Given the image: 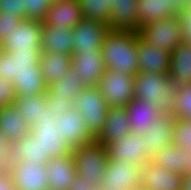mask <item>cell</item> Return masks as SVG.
I'll return each instance as SVG.
<instances>
[{"label": "cell", "mask_w": 191, "mask_h": 190, "mask_svg": "<svg viewBox=\"0 0 191 190\" xmlns=\"http://www.w3.org/2000/svg\"><path fill=\"white\" fill-rule=\"evenodd\" d=\"M113 1H115V0H105V3H108L111 5Z\"/></svg>", "instance_id": "obj_48"}, {"label": "cell", "mask_w": 191, "mask_h": 190, "mask_svg": "<svg viewBox=\"0 0 191 190\" xmlns=\"http://www.w3.org/2000/svg\"><path fill=\"white\" fill-rule=\"evenodd\" d=\"M191 0H169V4L180 14L187 9Z\"/></svg>", "instance_id": "obj_45"}, {"label": "cell", "mask_w": 191, "mask_h": 190, "mask_svg": "<svg viewBox=\"0 0 191 190\" xmlns=\"http://www.w3.org/2000/svg\"><path fill=\"white\" fill-rule=\"evenodd\" d=\"M26 19L43 21L52 4L51 0H20Z\"/></svg>", "instance_id": "obj_36"}, {"label": "cell", "mask_w": 191, "mask_h": 190, "mask_svg": "<svg viewBox=\"0 0 191 190\" xmlns=\"http://www.w3.org/2000/svg\"><path fill=\"white\" fill-rule=\"evenodd\" d=\"M56 115L52 109L44 111L40 120H37L31 128V133L41 147V153L45 154L49 159L67 156L72 154L73 148L70 144L60 136L57 131Z\"/></svg>", "instance_id": "obj_7"}, {"label": "cell", "mask_w": 191, "mask_h": 190, "mask_svg": "<svg viewBox=\"0 0 191 190\" xmlns=\"http://www.w3.org/2000/svg\"><path fill=\"white\" fill-rule=\"evenodd\" d=\"M55 121L58 133L73 149L96 141L82 115L75 108L59 114Z\"/></svg>", "instance_id": "obj_12"}, {"label": "cell", "mask_w": 191, "mask_h": 190, "mask_svg": "<svg viewBox=\"0 0 191 190\" xmlns=\"http://www.w3.org/2000/svg\"><path fill=\"white\" fill-rule=\"evenodd\" d=\"M173 116L180 119L191 118V84L175 88Z\"/></svg>", "instance_id": "obj_34"}, {"label": "cell", "mask_w": 191, "mask_h": 190, "mask_svg": "<svg viewBox=\"0 0 191 190\" xmlns=\"http://www.w3.org/2000/svg\"><path fill=\"white\" fill-rule=\"evenodd\" d=\"M188 153V173L191 174V149L186 150Z\"/></svg>", "instance_id": "obj_47"}, {"label": "cell", "mask_w": 191, "mask_h": 190, "mask_svg": "<svg viewBox=\"0 0 191 190\" xmlns=\"http://www.w3.org/2000/svg\"><path fill=\"white\" fill-rule=\"evenodd\" d=\"M138 0H115L110 5L109 29L139 31Z\"/></svg>", "instance_id": "obj_23"}, {"label": "cell", "mask_w": 191, "mask_h": 190, "mask_svg": "<svg viewBox=\"0 0 191 190\" xmlns=\"http://www.w3.org/2000/svg\"><path fill=\"white\" fill-rule=\"evenodd\" d=\"M187 10L191 13V3L187 6Z\"/></svg>", "instance_id": "obj_49"}, {"label": "cell", "mask_w": 191, "mask_h": 190, "mask_svg": "<svg viewBox=\"0 0 191 190\" xmlns=\"http://www.w3.org/2000/svg\"><path fill=\"white\" fill-rule=\"evenodd\" d=\"M99 186L83 179L79 175H76L74 182L69 186L68 190H97Z\"/></svg>", "instance_id": "obj_43"}, {"label": "cell", "mask_w": 191, "mask_h": 190, "mask_svg": "<svg viewBox=\"0 0 191 190\" xmlns=\"http://www.w3.org/2000/svg\"><path fill=\"white\" fill-rule=\"evenodd\" d=\"M172 145L191 149V120L175 118L173 123Z\"/></svg>", "instance_id": "obj_35"}, {"label": "cell", "mask_w": 191, "mask_h": 190, "mask_svg": "<svg viewBox=\"0 0 191 190\" xmlns=\"http://www.w3.org/2000/svg\"><path fill=\"white\" fill-rule=\"evenodd\" d=\"M0 190H15L9 169H0Z\"/></svg>", "instance_id": "obj_44"}, {"label": "cell", "mask_w": 191, "mask_h": 190, "mask_svg": "<svg viewBox=\"0 0 191 190\" xmlns=\"http://www.w3.org/2000/svg\"><path fill=\"white\" fill-rule=\"evenodd\" d=\"M169 76L175 88L191 84V44L183 41L172 50Z\"/></svg>", "instance_id": "obj_24"}, {"label": "cell", "mask_w": 191, "mask_h": 190, "mask_svg": "<svg viewBox=\"0 0 191 190\" xmlns=\"http://www.w3.org/2000/svg\"><path fill=\"white\" fill-rule=\"evenodd\" d=\"M149 162L168 171L188 173V153L182 147L169 145L149 158Z\"/></svg>", "instance_id": "obj_27"}, {"label": "cell", "mask_w": 191, "mask_h": 190, "mask_svg": "<svg viewBox=\"0 0 191 190\" xmlns=\"http://www.w3.org/2000/svg\"><path fill=\"white\" fill-rule=\"evenodd\" d=\"M174 93L169 74L139 72L134 77V97L156 105L161 115H173Z\"/></svg>", "instance_id": "obj_3"}, {"label": "cell", "mask_w": 191, "mask_h": 190, "mask_svg": "<svg viewBox=\"0 0 191 190\" xmlns=\"http://www.w3.org/2000/svg\"><path fill=\"white\" fill-rule=\"evenodd\" d=\"M125 107L131 132L139 135H143L146 131H149L156 119L161 115L156 105L137 97H134Z\"/></svg>", "instance_id": "obj_21"}, {"label": "cell", "mask_w": 191, "mask_h": 190, "mask_svg": "<svg viewBox=\"0 0 191 190\" xmlns=\"http://www.w3.org/2000/svg\"><path fill=\"white\" fill-rule=\"evenodd\" d=\"M43 79L49 86L71 69V56L61 53H41L39 58Z\"/></svg>", "instance_id": "obj_29"}, {"label": "cell", "mask_w": 191, "mask_h": 190, "mask_svg": "<svg viewBox=\"0 0 191 190\" xmlns=\"http://www.w3.org/2000/svg\"><path fill=\"white\" fill-rule=\"evenodd\" d=\"M139 72L169 74L171 67V53L158 50L151 43L146 42L140 35L137 44Z\"/></svg>", "instance_id": "obj_17"}, {"label": "cell", "mask_w": 191, "mask_h": 190, "mask_svg": "<svg viewBox=\"0 0 191 190\" xmlns=\"http://www.w3.org/2000/svg\"><path fill=\"white\" fill-rule=\"evenodd\" d=\"M0 130L9 143H15L19 138L26 136L31 128L18 108L12 105L0 108Z\"/></svg>", "instance_id": "obj_26"}, {"label": "cell", "mask_w": 191, "mask_h": 190, "mask_svg": "<svg viewBox=\"0 0 191 190\" xmlns=\"http://www.w3.org/2000/svg\"><path fill=\"white\" fill-rule=\"evenodd\" d=\"M46 168L50 190H68L77 175L72 154L49 159Z\"/></svg>", "instance_id": "obj_22"}, {"label": "cell", "mask_w": 191, "mask_h": 190, "mask_svg": "<svg viewBox=\"0 0 191 190\" xmlns=\"http://www.w3.org/2000/svg\"><path fill=\"white\" fill-rule=\"evenodd\" d=\"M84 19L102 21L108 25L110 18V4L105 0H78Z\"/></svg>", "instance_id": "obj_33"}, {"label": "cell", "mask_w": 191, "mask_h": 190, "mask_svg": "<svg viewBox=\"0 0 191 190\" xmlns=\"http://www.w3.org/2000/svg\"><path fill=\"white\" fill-rule=\"evenodd\" d=\"M41 51H0V77L13 82L17 97L47 93L40 69Z\"/></svg>", "instance_id": "obj_1"}, {"label": "cell", "mask_w": 191, "mask_h": 190, "mask_svg": "<svg viewBox=\"0 0 191 190\" xmlns=\"http://www.w3.org/2000/svg\"><path fill=\"white\" fill-rule=\"evenodd\" d=\"M46 93L36 94L27 97H17L14 106L18 108L24 117L26 124L32 128L37 124L47 110L46 106Z\"/></svg>", "instance_id": "obj_31"}, {"label": "cell", "mask_w": 191, "mask_h": 190, "mask_svg": "<svg viewBox=\"0 0 191 190\" xmlns=\"http://www.w3.org/2000/svg\"><path fill=\"white\" fill-rule=\"evenodd\" d=\"M41 53H61L72 56V30H61L54 28L42 21Z\"/></svg>", "instance_id": "obj_25"}, {"label": "cell", "mask_w": 191, "mask_h": 190, "mask_svg": "<svg viewBox=\"0 0 191 190\" xmlns=\"http://www.w3.org/2000/svg\"><path fill=\"white\" fill-rule=\"evenodd\" d=\"M103 145L109 159L128 161L141 166L149 161L146 154L145 139L142 135L131 132L121 140Z\"/></svg>", "instance_id": "obj_14"}, {"label": "cell", "mask_w": 191, "mask_h": 190, "mask_svg": "<svg viewBox=\"0 0 191 190\" xmlns=\"http://www.w3.org/2000/svg\"><path fill=\"white\" fill-rule=\"evenodd\" d=\"M71 69L81 79L85 87L98 86L100 79L107 70L102 51L74 53L71 56Z\"/></svg>", "instance_id": "obj_15"}, {"label": "cell", "mask_w": 191, "mask_h": 190, "mask_svg": "<svg viewBox=\"0 0 191 190\" xmlns=\"http://www.w3.org/2000/svg\"><path fill=\"white\" fill-rule=\"evenodd\" d=\"M46 98L47 108L52 109L56 116L73 108L72 101L69 98H53L48 92L46 93Z\"/></svg>", "instance_id": "obj_38"}, {"label": "cell", "mask_w": 191, "mask_h": 190, "mask_svg": "<svg viewBox=\"0 0 191 190\" xmlns=\"http://www.w3.org/2000/svg\"><path fill=\"white\" fill-rule=\"evenodd\" d=\"M139 31L110 30L101 48L102 57L108 70L125 75H137Z\"/></svg>", "instance_id": "obj_2"}, {"label": "cell", "mask_w": 191, "mask_h": 190, "mask_svg": "<svg viewBox=\"0 0 191 190\" xmlns=\"http://www.w3.org/2000/svg\"><path fill=\"white\" fill-rule=\"evenodd\" d=\"M76 174L96 186L101 185L107 165V153L103 144L94 142L76 147L72 152Z\"/></svg>", "instance_id": "obj_4"}, {"label": "cell", "mask_w": 191, "mask_h": 190, "mask_svg": "<svg viewBox=\"0 0 191 190\" xmlns=\"http://www.w3.org/2000/svg\"><path fill=\"white\" fill-rule=\"evenodd\" d=\"M174 120L175 117L173 115L162 114L153 123L152 128L142 135L146 143L148 160L165 147L172 145Z\"/></svg>", "instance_id": "obj_19"}, {"label": "cell", "mask_w": 191, "mask_h": 190, "mask_svg": "<svg viewBox=\"0 0 191 190\" xmlns=\"http://www.w3.org/2000/svg\"><path fill=\"white\" fill-rule=\"evenodd\" d=\"M184 175L168 171L149 161L141 166V189L182 190Z\"/></svg>", "instance_id": "obj_16"}, {"label": "cell", "mask_w": 191, "mask_h": 190, "mask_svg": "<svg viewBox=\"0 0 191 190\" xmlns=\"http://www.w3.org/2000/svg\"><path fill=\"white\" fill-rule=\"evenodd\" d=\"M11 165L27 160L29 163L40 162L47 164L49 158L41 153V147L38 140H35L34 135L29 132L26 136L21 137L15 143H11L10 150Z\"/></svg>", "instance_id": "obj_28"}, {"label": "cell", "mask_w": 191, "mask_h": 190, "mask_svg": "<svg viewBox=\"0 0 191 190\" xmlns=\"http://www.w3.org/2000/svg\"><path fill=\"white\" fill-rule=\"evenodd\" d=\"M22 19L16 14H2L0 12V42L8 35L14 28L20 24Z\"/></svg>", "instance_id": "obj_39"}, {"label": "cell", "mask_w": 191, "mask_h": 190, "mask_svg": "<svg viewBox=\"0 0 191 190\" xmlns=\"http://www.w3.org/2000/svg\"><path fill=\"white\" fill-rule=\"evenodd\" d=\"M100 187L105 190H139L141 165L107 158Z\"/></svg>", "instance_id": "obj_8"}, {"label": "cell", "mask_w": 191, "mask_h": 190, "mask_svg": "<svg viewBox=\"0 0 191 190\" xmlns=\"http://www.w3.org/2000/svg\"><path fill=\"white\" fill-rule=\"evenodd\" d=\"M182 190H191V174L187 173L183 178Z\"/></svg>", "instance_id": "obj_46"}, {"label": "cell", "mask_w": 191, "mask_h": 190, "mask_svg": "<svg viewBox=\"0 0 191 190\" xmlns=\"http://www.w3.org/2000/svg\"><path fill=\"white\" fill-rule=\"evenodd\" d=\"M136 6L139 30L146 23L179 16V13L169 4V0H138Z\"/></svg>", "instance_id": "obj_30"}, {"label": "cell", "mask_w": 191, "mask_h": 190, "mask_svg": "<svg viewBox=\"0 0 191 190\" xmlns=\"http://www.w3.org/2000/svg\"><path fill=\"white\" fill-rule=\"evenodd\" d=\"M131 133L126 107H109L105 124L96 137V142L108 144L123 139Z\"/></svg>", "instance_id": "obj_20"}, {"label": "cell", "mask_w": 191, "mask_h": 190, "mask_svg": "<svg viewBox=\"0 0 191 190\" xmlns=\"http://www.w3.org/2000/svg\"><path fill=\"white\" fill-rule=\"evenodd\" d=\"M43 25L39 20L25 19L0 42L4 52L16 50L41 51Z\"/></svg>", "instance_id": "obj_10"}, {"label": "cell", "mask_w": 191, "mask_h": 190, "mask_svg": "<svg viewBox=\"0 0 191 190\" xmlns=\"http://www.w3.org/2000/svg\"><path fill=\"white\" fill-rule=\"evenodd\" d=\"M10 150L11 143L8 142L0 130V169H9L11 166Z\"/></svg>", "instance_id": "obj_41"}, {"label": "cell", "mask_w": 191, "mask_h": 190, "mask_svg": "<svg viewBox=\"0 0 191 190\" xmlns=\"http://www.w3.org/2000/svg\"><path fill=\"white\" fill-rule=\"evenodd\" d=\"M109 31V26L104 22L83 18L72 29L73 54L84 51H101L104 38Z\"/></svg>", "instance_id": "obj_13"}, {"label": "cell", "mask_w": 191, "mask_h": 190, "mask_svg": "<svg viewBox=\"0 0 191 190\" xmlns=\"http://www.w3.org/2000/svg\"><path fill=\"white\" fill-rule=\"evenodd\" d=\"M182 23L183 41L191 44V13L186 9L179 14Z\"/></svg>", "instance_id": "obj_42"}, {"label": "cell", "mask_w": 191, "mask_h": 190, "mask_svg": "<svg viewBox=\"0 0 191 190\" xmlns=\"http://www.w3.org/2000/svg\"><path fill=\"white\" fill-rule=\"evenodd\" d=\"M139 35L158 50L172 52L183 42L182 23L179 16L167 17L141 26Z\"/></svg>", "instance_id": "obj_5"}, {"label": "cell", "mask_w": 191, "mask_h": 190, "mask_svg": "<svg viewBox=\"0 0 191 190\" xmlns=\"http://www.w3.org/2000/svg\"><path fill=\"white\" fill-rule=\"evenodd\" d=\"M16 98L13 82L0 77V108L14 105Z\"/></svg>", "instance_id": "obj_37"}, {"label": "cell", "mask_w": 191, "mask_h": 190, "mask_svg": "<svg viewBox=\"0 0 191 190\" xmlns=\"http://www.w3.org/2000/svg\"><path fill=\"white\" fill-rule=\"evenodd\" d=\"M84 88L81 79L70 69L63 78L50 84L47 92L53 98H69L72 101Z\"/></svg>", "instance_id": "obj_32"}, {"label": "cell", "mask_w": 191, "mask_h": 190, "mask_svg": "<svg viewBox=\"0 0 191 190\" xmlns=\"http://www.w3.org/2000/svg\"><path fill=\"white\" fill-rule=\"evenodd\" d=\"M0 12L6 14H16L22 20L26 19L24 10H21L20 0H0Z\"/></svg>", "instance_id": "obj_40"}, {"label": "cell", "mask_w": 191, "mask_h": 190, "mask_svg": "<svg viewBox=\"0 0 191 190\" xmlns=\"http://www.w3.org/2000/svg\"><path fill=\"white\" fill-rule=\"evenodd\" d=\"M83 19L78 0L52 2L44 23L61 30H72Z\"/></svg>", "instance_id": "obj_18"}, {"label": "cell", "mask_w": 191, "mask_h": 190, "mask_svg": "<svg viewBox=\"0 0 191 190\" xmlns=\"http://www.w3.org/2000/svg\"><path fill=\"white\" fill-rule=\"evenodd\" d=\"M134 77L106 70L98 88L109 107H125L134 99Z\"/></svg>", "instance_id": "obj_9"}, {"label": "cell", "mask_w": 191, "mask_h": 190, "mask_svg": "<svg viewBox=\"0 0 191 190\" xmlns=\"http://www.w3.org/2000/svg\"><path fill=\"white\" fill-rule=\"evenodd\" d=\"M72 107L80 112L89 131L96 138L101 132L109 106L98 86L85 87L73 100Z\"/></svg>", "instance_id": "obj_6"}, {"label": "cell", "mask_w": 191, "mask_h": 190, "mask_svg": "<svg viewBox=\"0 0 191 190\" xmlns=\"http://www.w3.org/2000/svg\"><path fill=\"white\" fill-rule=\"evenodd\" d=\"M15 190H49L46 164L22 160L9 167Z\"/></svg>", "instance_id": "obj_11"}]
</instances>
